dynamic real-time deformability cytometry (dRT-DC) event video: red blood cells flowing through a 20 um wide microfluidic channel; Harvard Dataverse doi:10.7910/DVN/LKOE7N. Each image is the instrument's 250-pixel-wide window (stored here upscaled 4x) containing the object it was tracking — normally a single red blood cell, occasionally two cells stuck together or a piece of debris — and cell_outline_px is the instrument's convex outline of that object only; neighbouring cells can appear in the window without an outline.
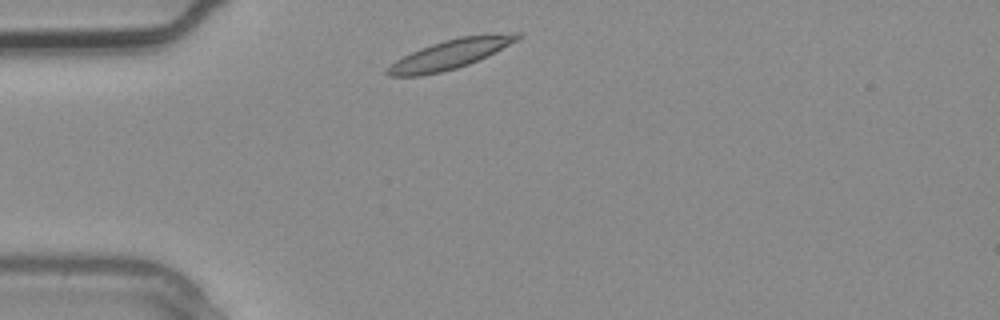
{"species": "common noctule bat (a hibernating species)", "species_latin": "Nyctalus noctula", "temperature_condition": "warm", "stored_images_in_passage": 1, "camera_frame_rate_fps": 3000, "um_per_image_px": 0.085, "animal": {"sex": "male", "body_mass_g": 20.4}, "frame": {"image": 1, "passage_image": 1, "time_ms": 0.0, "image_size_px": [1000, 320], "cell_outline_px": [[524, 36], [468, 64], [456, 68], [440, 72], [420, 76], [388, 76], [384, 72], [384, 68], [396, 60], [420, 48], [444, 40], [460, 36], [516, 32], [520, 32]], "centroid_in_image_um": [38.19, 4.61], "position_along_channel_um": 46.8, "area_um2": 21.85}}